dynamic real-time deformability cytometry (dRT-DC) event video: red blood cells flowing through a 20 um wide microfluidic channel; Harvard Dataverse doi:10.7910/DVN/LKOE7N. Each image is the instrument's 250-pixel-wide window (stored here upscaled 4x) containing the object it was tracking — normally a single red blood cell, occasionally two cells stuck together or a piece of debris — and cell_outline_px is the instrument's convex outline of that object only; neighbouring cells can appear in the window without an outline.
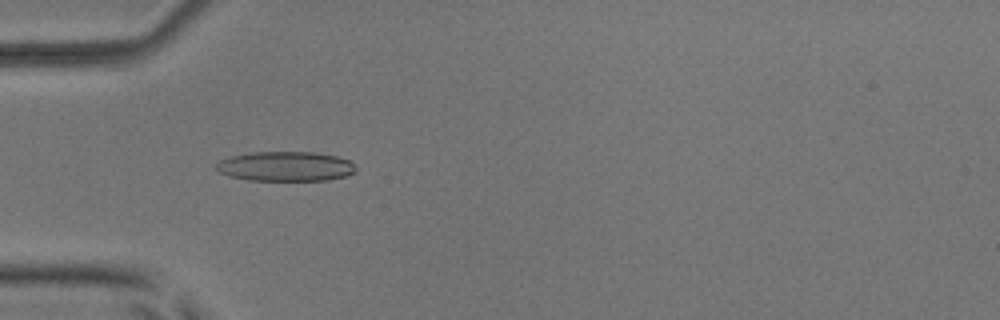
{"species": "common noctule bat (a hibernating species)", "species_latin": "Nyctalus noctula", "temperature_condition": "room temperature", "stored_images_in_passage": 6, "camera_frame_rate_fps": 3000, "um_per_image_px": 0.085, "animal": {"sex": "male", "body_mass_g": 17.9, "forearm_length_mm": 54.2}, "frame": {"image": 1, "passage_image": 5, "time_ms": 4.333, "image_size_px": [1000, 320], "cell_outline_px": [[356, 172], [344, 176], [328, 180], [248, 180], [216, 172], [212, 168], [220, 160], [228, 156], [252, 152], [316, 152], [336, 156], [348, 160], [356, 168]], "centroid_in_image_um": [24.21, 14.13], "position_along_channel_um": 60.8, "area_um2": 24.28}}